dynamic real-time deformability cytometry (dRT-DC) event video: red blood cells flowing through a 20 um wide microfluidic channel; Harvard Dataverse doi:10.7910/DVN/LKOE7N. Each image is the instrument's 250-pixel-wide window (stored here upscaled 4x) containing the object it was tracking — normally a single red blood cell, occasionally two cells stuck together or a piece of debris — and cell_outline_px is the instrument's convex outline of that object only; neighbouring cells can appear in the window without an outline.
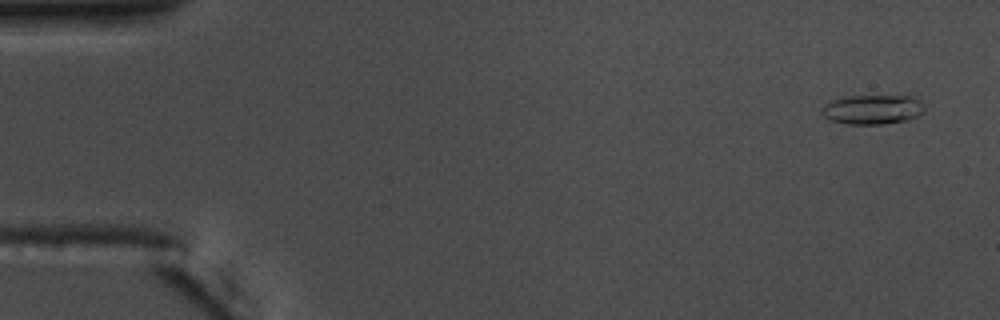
{"species": "common noctule bat (a hibernating species)", "species_latin": "Nyctalus noctula", "temperature_condition": "warm", "stored_images_in_passage": 56, "camera_frame_rate_fps": 3000, "um_per_image_px": 0.085, "animal": {"sex": "male", "body_mass_g": 17.5, "forearm_length_mm": 52.3}, "frame": {"image": 1, "passage_image": 3, "time_ms": 0.667, "image_size_px": [1000, 320], "cell_outline_px": [[924, 112], [920, 116], [908, 120], [880, 124], [844, 124], [828, 120], [820, 112], [820, 108], [824, 104], [832, 100], [844, 96], [916, 96], [924, 104]], "centroid_in_image_um": [74.16, 9.3], "position_along_channel_um": 10.8, "area_um2": 18.09}}
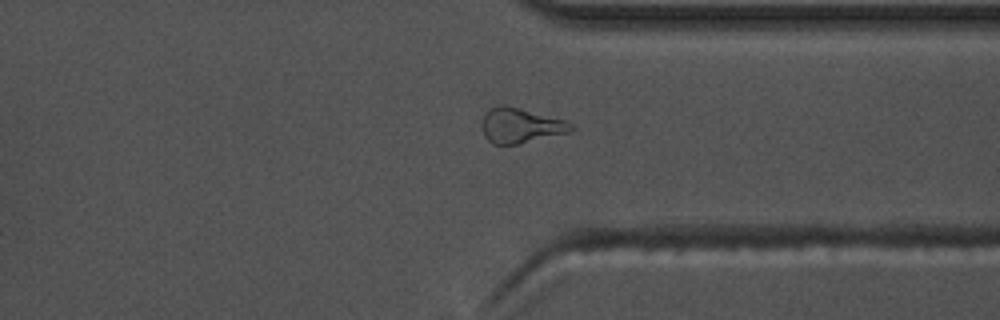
{"frame": {"image": 2, "passage_image": 43, "time_ms": 14.0, "image_size_px": [1000, 320], "cell_outline_px": [[576, 128], [572, 132], [520, 144], [492, 144], [484, 136], [480, 124], [484, 116], [492, 108], [500, 104], [504, 104], [568, 120], [576, 124]], "centroid_in_image_um": [44.33, 10.68], "position_along_channel_um": 367.1, "area_um2": 18.67}}
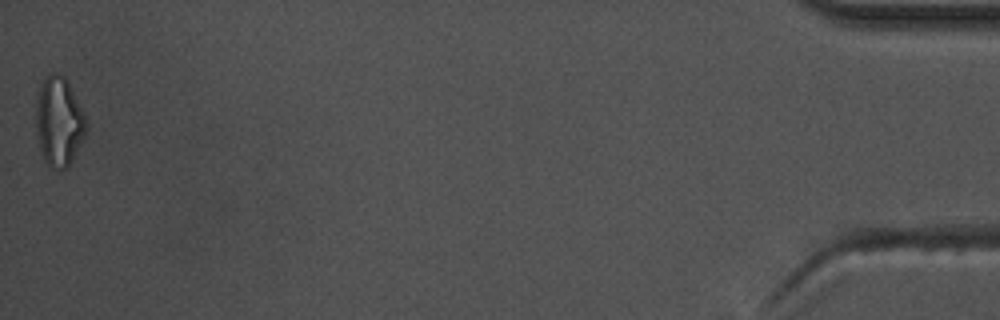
{"frame": {"image": 3, "passage_image": 56, "time_ms": 18.333, "image_size_px": [1000, 320], "cell_outline_px": [[84, 136], [68, 168], [52, 168], [44, 160], [40, 148], [36, 132], [36, 92], [44, 76], [48, 72], [56, 72], [64, 76], [68, 80], [84, 112]], "centroid_in_image_um": [4.97, 10.25], "position_along_channel_um": 430.2, "area_um2": 26.18}, "authors_computed_cell_mechanics": {"area_um2": 16.8198, "velocity_mm_per_s": 3.679, "shape_relaxation_time_tau1_ms": 4.9339, "shape_relaxation_time_tau2_ms": 3.108, "deformation_change_tau1": 0.1873, "deformation_change_tau2": 0.1372}}